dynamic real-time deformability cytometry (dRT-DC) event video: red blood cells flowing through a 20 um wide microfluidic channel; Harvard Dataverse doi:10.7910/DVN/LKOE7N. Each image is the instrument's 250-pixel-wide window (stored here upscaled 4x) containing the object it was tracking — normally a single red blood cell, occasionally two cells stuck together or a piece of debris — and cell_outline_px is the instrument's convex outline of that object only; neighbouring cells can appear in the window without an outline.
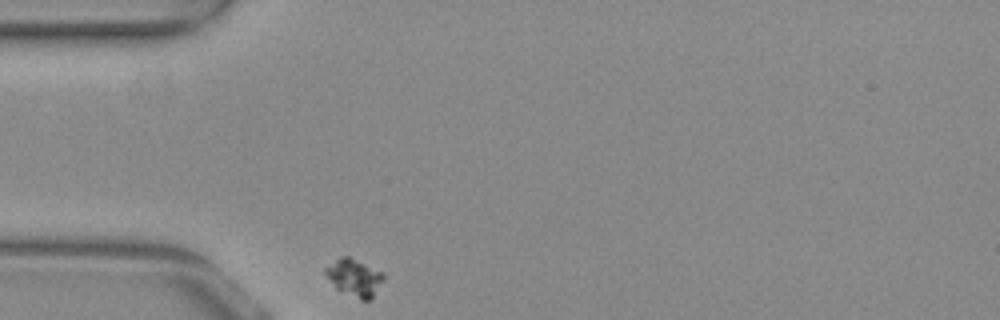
{"species": "common noctule bat (a hibernating species)", "species_latin": "Nyctalus noctula", "temperature_condition": "warm", "stored_images_in_passage": 36, "camera_frame_rate_fps": 3000, "um_per_image_px": 0.085, "animal": {"sex": "female", "body_mass_g": 29.2, "forearm_length_mm": 56.3}, "frame": {"image": 1, "passage_image": 1, "time_ms": 0.0, "image_size_px": [1000, 320], "cell_outline_px": [[384, 280], [372, 296], [368, 300], [360, 300], [336, 288], [324, 272], [324, 268], [340, 256], [348, 256], [384, 272]], "centroid_in_image_um": [30.13, 23.57], "position_along_channel_um": 54.9, "area_um2": 12.43}}
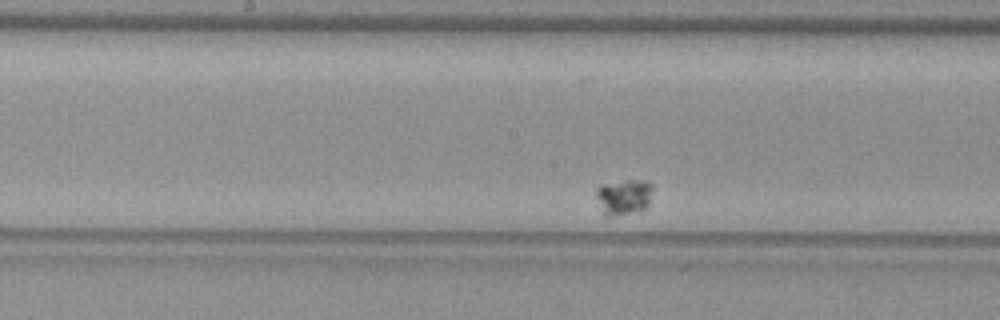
{"frame": {"image": 2, "passage_image": 16, "time_ms": 5.0, "image_size_px": [1000, 320], "cell_outline_px": [[652, 188], [648, 204], [644, 208], [612, 216], [604, 216], [596, 196], [596, 188], [600, 184], [624, 180], [644, 180], [652, 184]], "centroid_in_image_um": [52.98, 16.69], "position_along_channel_um": 195.2, "area_um2": 11.56}}
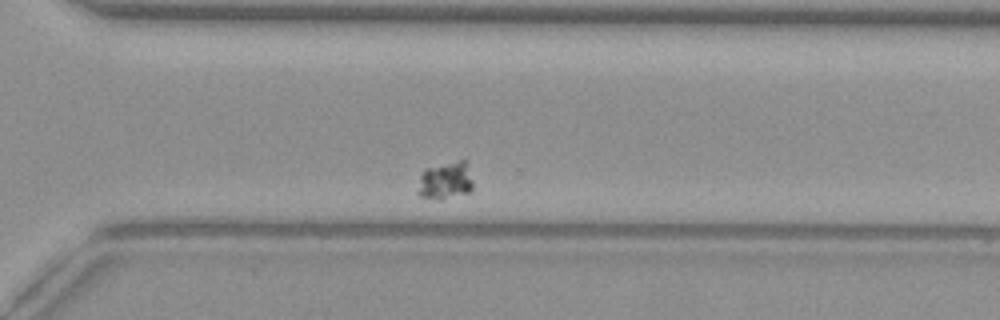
{"frame": {"image": 3, "passage_image": 29, "time_ms": 9.333, "image_size_px": [1000, 320], "cell_outline_px": [[472, 188], [468, 192], [440, 200], [420, 196], [416, 192], [420, 176], [424, 168], [460, 160], [464, 160], [472, 180]], "centroid_in_image_um": [37.81, 15.36], "position_along_channel_um": 332.8, "area_um2": 11.96}}